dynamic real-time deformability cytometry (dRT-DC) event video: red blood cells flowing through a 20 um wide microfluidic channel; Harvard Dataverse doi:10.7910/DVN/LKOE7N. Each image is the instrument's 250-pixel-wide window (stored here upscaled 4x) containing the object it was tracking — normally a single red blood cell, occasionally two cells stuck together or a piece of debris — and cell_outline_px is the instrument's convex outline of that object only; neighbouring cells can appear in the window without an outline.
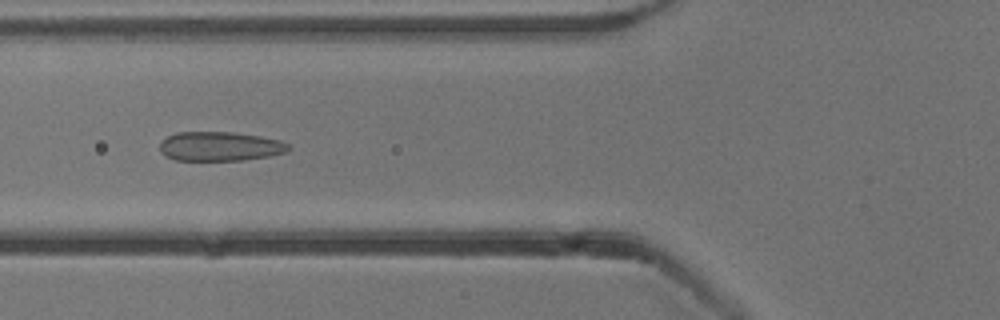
{"species": "common noctule bat (a hibernating species)", "species_latin": "Nyctalus noctula", "temperature_condition": "cold", "stored_images_in_passage": 53, "camera_frame_rate_fps": 3000, "um_per_image_px": 0.085, "animal": {"sex": "male", "body_mass_g": 13.3}, "frame": {"image": 1, "passage_image": 20, "time_ms": 6.333, "image_size_px": [1000, 320], "cell_outline_px": [[292, 148], [284, 152], [268, 156], [244, 160], [176, 160], [160, 152], [160, 140], [176, 132], [232, 132], [260, 136], [280, 140], [288, 144]], "centroid_in_image_um": [18.68, 12.43], "position_along_channel_um": 107.1, "area_um2": 21.91}}
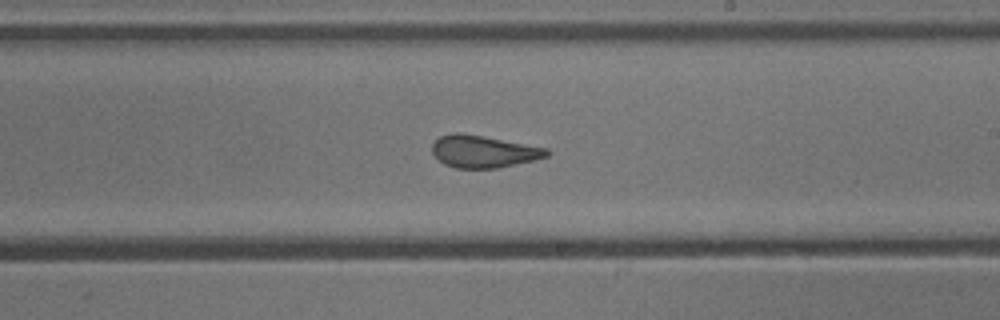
{"frame": {"image": 2, "passage_image": 31, "time_ms": 10.0, "image_size_px": [1000, 320], "cell_outline_px": [[552, 152], [548, 156], [536, 160], [496, 168], [456, 168], [444, 164], [432, 152], [432, 144], [440, 136], [456, 132], [460, 132], [548, 148]], "centroid_in_image_um": [41.12, 12.88], "position_along_channel_um": 247.9, "area_um2": 21.44}}
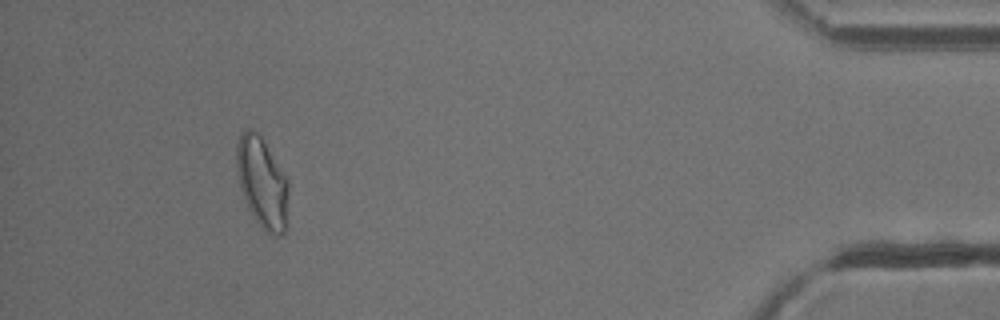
{"frame": {"image": 3, "passage_image": 49, "time_ms": 16.0, "image_size_px": [1000, 320], "cell_outline_px": [[288, 228], [280, 236], [276, 236], [268, 232], [256, 220], [248, 208], [240, 188], [236, 164], [236, 144], [240, 136], [248, 128], [256, 132], [264, 140], [288, 180]], "centroid_in_image_um": [22.31, 15.55], "position_along_channel_um": 412.9, "area_um2": 27.46}, "authors_computed_cell_mechanics": {"area_um2": 23.698, "velocity_mm_per_s": 3.8257, "shape_relaxation_time_tau1_ms": null, "shape_relaxation_time_tau2_ms": 1.1821, "deformation_change_tau1": null, "deformation_change_tau2": 0.0809}}